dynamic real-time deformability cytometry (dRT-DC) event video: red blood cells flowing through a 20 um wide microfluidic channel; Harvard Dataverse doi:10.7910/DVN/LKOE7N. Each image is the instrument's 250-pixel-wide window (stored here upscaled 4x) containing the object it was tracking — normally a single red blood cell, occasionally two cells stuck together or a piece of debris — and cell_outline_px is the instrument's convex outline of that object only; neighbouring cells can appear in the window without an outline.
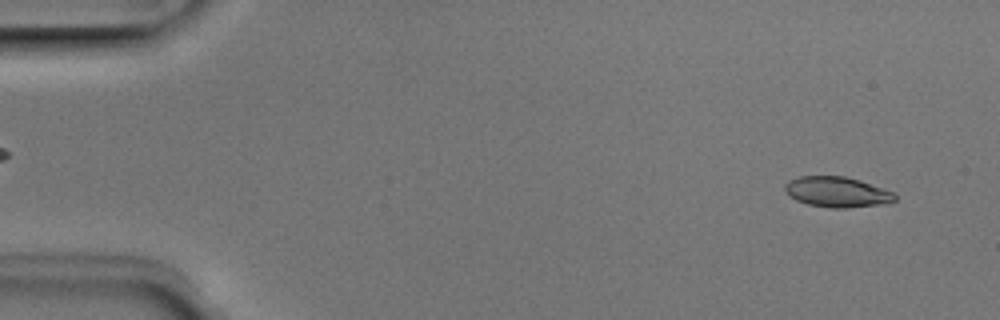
{"species": "Egyptian fruit bat (a non-hibernating species)", "species_latin": "Rousettus aegyptiacus", "temperature_condition": "room temperature", "stored_images_in_passage": 4, "camera_frame_rate_fps": 3000, "um_per_image_px": 0.085, "animal": {"sex": "male"}, "frame": {"image": 1, "passage_image": 4, "time_ms": 1.0, "image_size_px": [1000, 320], "cell_outline_px": [[896, 200], [888, 204], [848, 208], [832, 208], [808, 204], [796, 200], [784, 188], [784, 184], [788, 180], [800, 176], [844, 176], [860, 180], [896, 192]], "centroid_in_image_um": [71.22, 16.32], "position_along_channel_um": 13.8, "area_um2": 19.71}}